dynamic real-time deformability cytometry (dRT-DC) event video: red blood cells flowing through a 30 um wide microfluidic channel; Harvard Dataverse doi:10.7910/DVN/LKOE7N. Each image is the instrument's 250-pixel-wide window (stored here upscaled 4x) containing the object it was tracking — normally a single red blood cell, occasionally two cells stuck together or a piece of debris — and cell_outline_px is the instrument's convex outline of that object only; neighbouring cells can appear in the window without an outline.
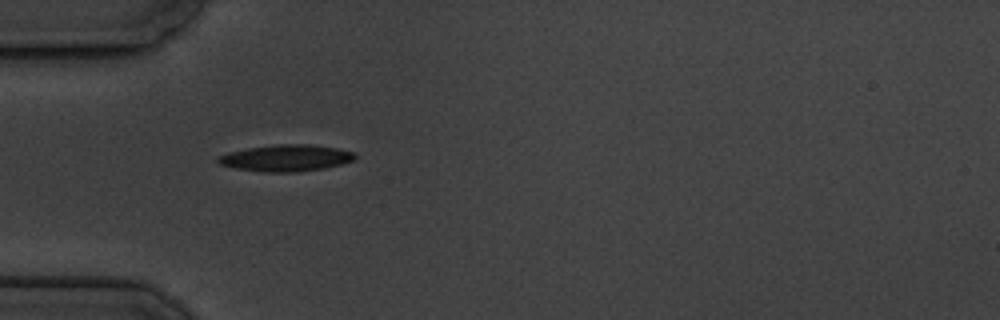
{"species": "common noctule bat (a hibernating species)", "species_latin": "Nyctalus noctula", "temperature_condition": "cold", "stored_images_in_passage": 3, "camera_frame_rate_fps": 3000, "um_per_image_px": 0.085, "animal": {"sex": "male", "body_mass_g": 19.5, "forearm_length_mm": 54.6}, "frame": {"image": 1, "passage_image": 2, "time_ms": 2.0, "image_size_px": [1000, 320], "cell_outline_px": [[356, 156], [352, 160], [340, 164], [324, 168], [292, 172], [264, 172], [236, 168], [220, 164], [216, 160], [220, 156], [228, 152], [248, 148], [280, 144], [308, 144], [336, 148], [356, 152]], "centroid_in_image_um": [24.32, 13.42], "position_along_channel_um": 60.7, "area_um2": 20.92}}